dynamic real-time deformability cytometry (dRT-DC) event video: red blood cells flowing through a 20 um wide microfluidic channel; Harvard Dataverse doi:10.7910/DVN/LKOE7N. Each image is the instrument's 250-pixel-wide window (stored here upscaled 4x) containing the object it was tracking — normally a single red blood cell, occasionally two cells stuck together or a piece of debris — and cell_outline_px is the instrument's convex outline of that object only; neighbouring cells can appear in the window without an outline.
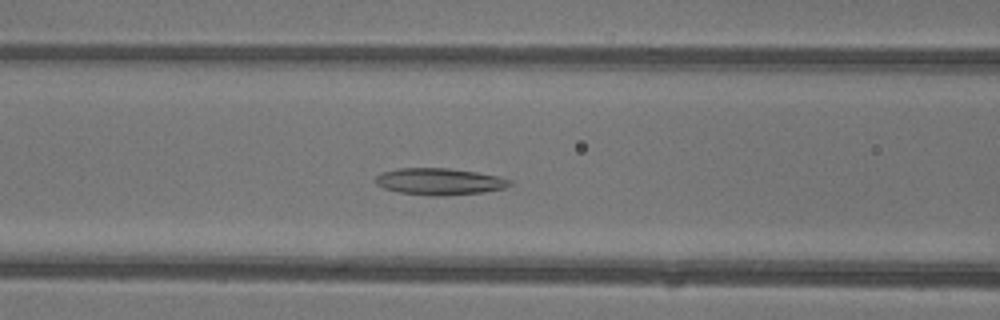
{"species": "common noctule bat (a hibernating species)", "species_latin": "Nyctalus noctula", "temperature_condition": "warm", "stored_images_in_passage": 44, "camera_frame_rate_fps": 3000, "um_per_image_px": 0.085, "animal": {"sex": "female"}, "frame": {"image": 1, "passage_image": 17, "time_ms": 5.333, "image_size_px": [1000, 320], "cell_outline_px": [[512, 184], [504, 188], [484, 192], [440, 196], [428, 196], [400, 192], [384, 188], [376, 184], [376, 176], [380, 172], [396, 168], [448, 168], [476, 172], [500, 176], [512, 180]], "centroid_in_image_um": [37.36, 15.42], "position_along_channel_um": 129.2, "area_um2": 21.04}}
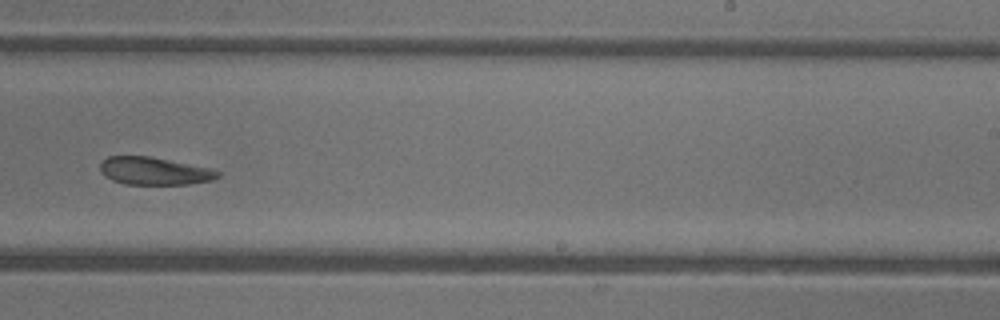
{"frame": {"image": 2, "passage_image": 27, "time_ms": 8.667, "image_size_px": [1000, 320], "cell_outline_px": [[220, 176], [212, 180], [192, 184], [124, 184], [112, 180], [104, 176], [100, 172], [100, 164], [108, 156], [148, 156], [212, 168], [220, 172]], "centroid_in_image_um": [13.12, 14.54], "position_along_channel_um": 275.9, "area_um2": 19.02}}
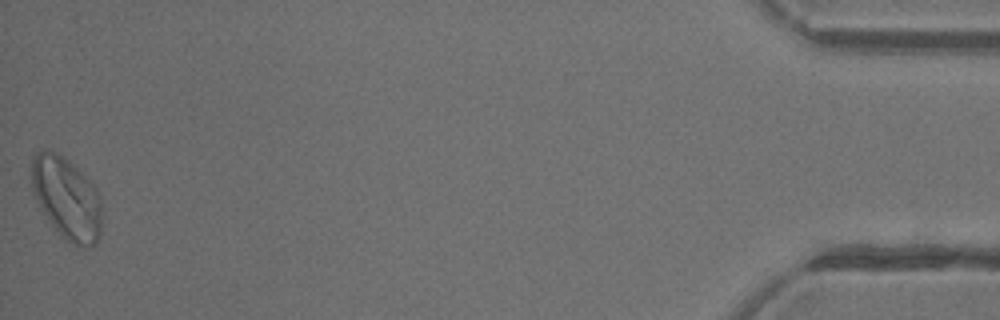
{"frame": {"image": 3, "passage_image": 44, "time_ms": 14.333, "image_size_px": [1000, 320], "cell_outline_px": [[100, 236], [96, 244], [84, 248], [80, 248], [72, 244], [52, 224], [44, 212], [32, 188], [32, 160], [36, 152], [44, 148], [56, 152], [64, 156], [96, 188], [100, 200]], "centroid_in_image_um": [5.67, 16.83], "position_along_channel_um": 429.5, "area_um2": 32.95}, "authors_computed_cell_mechanics": {"area_um2": 23.8425, "velocity_mm_per_s": 4.4037, "shape_relaxation_time_tau1_ms": null, "shape_relaxation_time_tau2_ms": 3.3005, "deformation_change_tau1": null, "deformation_change_tau2": 0.107}}